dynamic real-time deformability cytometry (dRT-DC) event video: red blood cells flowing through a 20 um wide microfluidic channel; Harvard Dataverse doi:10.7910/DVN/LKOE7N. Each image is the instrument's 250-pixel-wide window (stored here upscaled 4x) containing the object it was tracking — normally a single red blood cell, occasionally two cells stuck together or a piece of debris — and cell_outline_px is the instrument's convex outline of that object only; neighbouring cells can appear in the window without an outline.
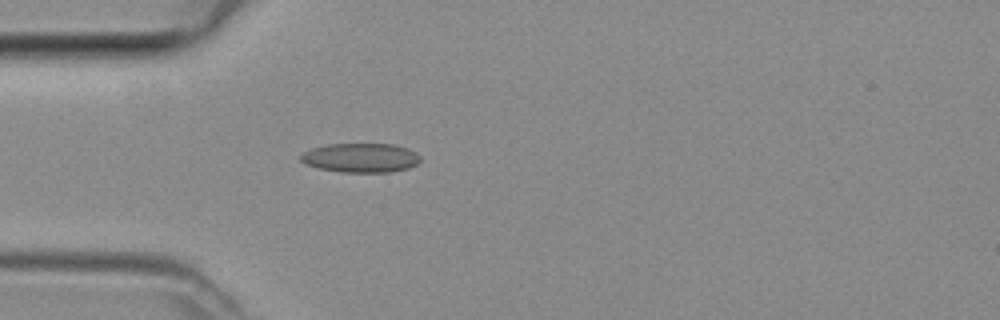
{"species": "common noctule bat (a hibernating species)", "species_latin": "Nyctalus noctula", "temperature_condition": "room temperature", "stored_images_in_passage": 46, "camera_frame_rate_fps": 3000, "um_per_image_px": 0.085, "animal": {"sex": "female", "body_mass_g": 29.2, "forearm_length_mm": 56.3}, "frame": {"image": 1, "passage_image": 13, "time_ms": 4.0, "image_size_px": [1000, 320], "cell_outline_px": [[420, 160], [416, 164], [408, 168], [392, 172], [340, 172], [320, 168], [304, 164], [300, 160], [300, 156], [304, 152], [312, 148], [328, 144], [392, 144], [408, 148], [416, 152], [420, 156]], "centroid_in_image_um": [30.66, 13.41], "position_along_channel_um": 54.3, "area_um2": 20.4}}
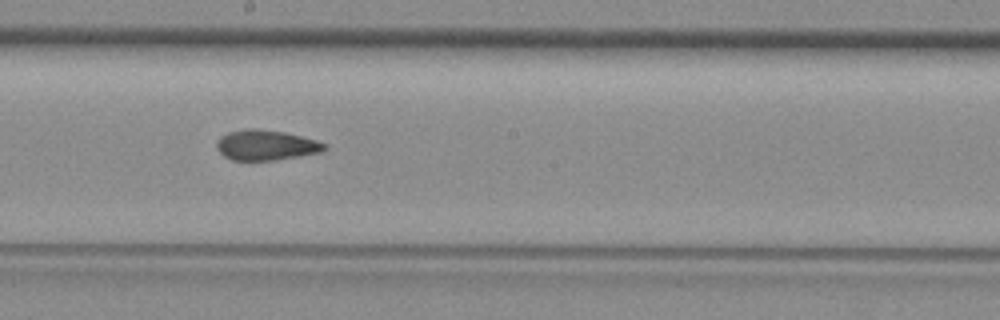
{"frame": {"image": 2, "passage_image": 25, "time_ms": 8.0, "image_size_px": [1000, 320], "cell_outline_px": [[328, 148], [320, 152], [276, 160], [232, 160], [224, 156], [216, 148], [216, 144], [220, 136], [228, 132], [244, 128], [256, 128], [284, 132], [316, 140], [328, 144]], "centroid_in_image_um": [22.6, 12.33], "position_along_channel_um": 225.6, "area_um2": 19.07}}
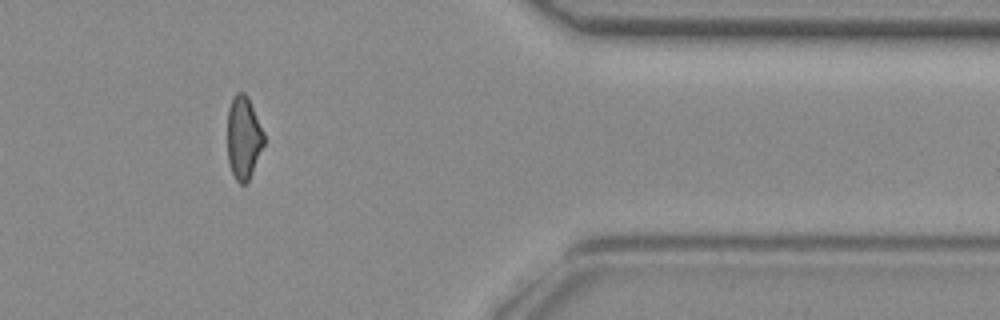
{"frame": {"image": 3, "passage_image": 38, "time_ms": 12.333, "image_size_px": [1000, 320], "cell_outline_px": [[264, 144], [252, 172], [248, 180], [244, 184], [240, 184], [236, 180], [228, 164], [228, 108], [232, 96], [236, 92], [244, 92], [248, 96], [264, 132]], "centroid_in_image_um": [20.69, 11.66], "position_along_channel_um": 390.7, "area_um2": 17.69}}